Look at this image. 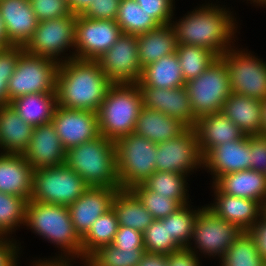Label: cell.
<instances>
[{
	"instance_id": "obj_52",
	"label": "cell",
	"mask_w": 266,
	"mask_h": 266,
	"mask_svg": "<svg viewBox=\"0 0 266 266\" xmlns=\"http://www.w3.org/2000/svg\"><path fill=\"white\" fill-rule=\"evenodd\" d=\"M136 266H168L167 254L146 252Z\"/></svg>"
},
{
	"instance_id": "obj_53",
	"label": "cell",
	"mask_w": 266,
	"mask_h": 266,
	"mask_svg": "<svg viewBox=\"0 0 266 266\" xmlns=\"http://www.w3.org/2000/svg\"><path fill=\"white\" fill-rule=\"evenodd\" d=\"M93 0H68L70 9L73 14L81 15L91 5Z\"/></svg>"
},
{
	"instance_id": "obj_14",
	"label": "cell",
	"mask_w": 266,
	"mask_h": 266,
	"mask_svg": "<svg viewBox=\"0 0 266 266\" xmlns=\"http://www.w3.org/2000/svg\"><path fill=\"white\" fill-rule=\"evenodd\" d=\"M156 151L155 171L188 175L203 168V156L193 128H188L176 138L158 143Z\"/></svg>"
},
{
	"instance_id": "obj_17",
	"label": "cell",
	"mask_w": 266,
	"mask_h": 266,
	"mask_svg": "<svg viewBox=\"0 0 266 266\" xmlns=\"http://www.w3.org/2000/svg\"><path fill=\"white\" fill-rule=\"evenodd\" d=\"M120 188L89 186L83 195L67 206L76 233L82 239L93 222L112 209V203Z\"/></svg>"
},
{
	"instance_id": "obj_8",
	"label": "cell",
	"mask_w": 266,
	"mask_h": 266,
	"mask_svg": "<svg viewBox=\"0 0 266 266\" xmlns=\"http://www.w3.org/2000/svg\"><path fill=\"white\" fill-rule=\"evenodd\" d=\"M89 186L65 164L33 170L32 195L29 201L69 206Z\"/></svg>"
},
{
	"instance_id": "obj_26",
	"label": "cell",
	"mask_w": 266,
	"mask_h": 266,
	"mask_svg": "<svg viewBox=\"0 0 266 266\" xmlns=\"http://www.w3.org/2000/svg\"><path fill=\"white\" fill-rule=\"evenodd\" d=\"M188 128L181 120L143 107L136 120L134 133L158 144L180 136Z\"/></svg>"
},
{
	"instance_id": "obj_33",
	"label": "cell",
	"mask_w": 266,
	"mask_h": 266,
	"mask_svg": "<svg viewBox=\"0 0 266 266\" xmlns=\"http://www.w3.org/2000/svg\"><path fill=\"white\" fill-rule=\"evenodd\" d=\"M118 228L119 222L113 208L98 217L82 238V262L98 248L112 244Z\"/></svg>"
},
{
	"instance_id": "obj_36",
	"label": "cell",
	"mask_w": 266,
	"mask_h": 266,
	"mask_svg": "<svg viewBox=\"0 0 266 266\" xmlns=\"http://www.w3.org/2000/svg\"><path fill=\"white\" fill-rule=\"evenodd\" d=\"M176 54L185 82L198 77L218 58L206 48L186 44H178Z\"/></svg>"
},
{
	"instance_id": "obj_29",
	"label": "cell",
	"mask_w": 266,
	"mask_h": 266,
	"mask_svg": "<svg viewBox=\"0 0 266 266\" xmlns=\"http://www.w3.org/2000/svg\"><path fill=\"white\" fill-rule=\"evenodd\" d=\"M138 55L143 67L177 50L176 32L171 23L137 35Z\"/></svg>"
},
{
	"instance_id": "obj_21",
	"label": "cell",
	"mask_w": 266,
	"mask_h": 266,
	"mask_svg": "<svg viewBox=\"0 0 266 266\" xmlns=\"http://www.w3.org/2000/svg\"><path fill=\"white\" fill-rule=\"evenodd\" d=\"M213 203L206 204L216 216L235 224L241 231H248L264 214V206L247 198H240L222 193L214 184Z\"/></svg>"
},
{
	"instance_id": "obj_34",
	"label": "cell",
	"mask_w": 266,
	"mask_h": 266,
	"mask_svg": "<svg viewBox=\"0 0 266 266\" xmlns=\"http://www.w3.org/2000/svg\"><path fill=\"white\" fill-rule=\"evenodd\" d=\"M187 177L189 175L155 171L142 185L158 195L176 199L183 206L189 203Z\"/></svg>"
},
{
	"instance_id": "obj_38",
	"label": "cell",
	"mask_w": 266,
	"mask_h": 266,
	"mask_svg": "<svg viewBox=\"0 0 266 266\" xmlns=\"http://www.w3.org/2000/svg\"><path fill=\"white\" fill-rule=\"evenodd\" d=\"M145 249H118L114 245L98 248L82 264L84 266H136Z\"/></svg>"
},
{
	"instance_id": "obj_46",
	"label": "cell",
	"mask_w": 266,
	"mask_h": 266,
	"mask_svg": "<svg viewBox=\"0 0 266 266\" xmlns=\"http://www.w3.org/2000/svg\"><path fill=\"white\" fill-rule=\"evenodd\" d=\"M121 0H93L82 14L90 19L115 20Z\"/></svg>"
},
{
	"instance_id": "obj_12",
	"label": "cell",
	"mask_w": 266,
	"mask_h": 266,
	"mask_svg": "<svg viewBox=\"0 0 266 266\" xmlns=\"http://www.w3.org/2000/svg\"><path fill=\"white\" fill-rule=\"evenodd\" d=\"M241 232L235 224L216 216L204 205L195 220L193 242L187 248L197 256L203 253V256H217L220 260Z\"/></svg>"
},
{
	"instance_id": "obj_27",
	"label": "cell",
	"mask_w": 266,
	"mask_h": 266,
	"mask_svg": "<svg viewBox=\"0 0 266 266\" xmlns=\"http://www.w3.org/2000/svg\"><path fill=\"white\" fill-rule=\"evenodd\" d=\"M33 129L11 105L0 106V153L22 155Z\"/></svg>"
},
{
	"instance_id": "obj_10",
	"label": "cell",
	"mask_w": 266,
	"mask_h": 266,
	"mask_svg": "<svg viewBox=\"0 0 266 266\" xmlns=\"http://www.w3.org/2000/svg\"><path fill=\"white\" fill-rule=\"evenodd\" d=\"M220 58L228 68L232 93L261 101L266 98V62L263 59L235 46Z\"/></svg>"
},
{
	"instance_id": "obj_35",
	"label": "cell",
	"mask_w": 266,
	"mask_h": 266,
	"mask_svg": "<svg viewBox=\"0 0 266 266\" xmlns=\"http://www.w3.org/2000/svg\"><path fill=\"white\" fill-rule=\"evenodd\" d=\"M115 21L123 33L135 36L159 26L135 0L120 1Z\"/></svg>"
},
{
	"instance_id": "obj_54",
	"label": "cell",
	"mask_w": 266,
	"mask_h": 266,
	"mask_svg": "<svg viewBox=\"0 0 266 266\" xmlns=\"http://www.w3.org/2000/svg\"><path fill=\"white\" fill-rule=\"evenodd\" d=\"M33 266H72L71 261H33Z\"/></svg>"
},
{
	"instance_id": "obj_39",
	"label": "cell",
	"mask_w": 266,
	"mask_h": 266,
	"mask_svg": "<svg viewBox=\"0 0 266 266\" xmlns=\"http://www.w3.org/2000/svg\"><path fill=\"white\" fill-rule=\"evenodd\" d=\"M27 204V199L0 192V235L11 237L20 225H25Z\"/></svg>"
},
{
	"instance_id": "obj_50",
	"label": "cell",
	"mask_w": 266,
	"mask_h": 266,
	"mask_svg": "<svg viewBox=\"0 0 266 266\" xmlns=\"http://www.w3.org/2000/svg\"><path fill=\"white\" fill-rule=\"evenodd\" d=\"M168 266H201L199 256L187 247H181L167 254Z\"/></svg>"
},
{
	"instance_id": "obj_1",
	"label": "cell",
	"mask_w": 266,
	"mask_h": 266,
	"mask_svg": "<svg viewBox=\"0 0 266 266\" xmlns=\"http://www.w3.org/2000/svg\"><path fill=\"white\" fill-rule=\"evenodd\" d=\"M233 15L226 7L208 2L188 11L179 21L172 19L171 25L178 44L203 47L220 57L235 45L238 25Z\"/></svg>"
},
{
	"instance_id": "obj_4",
	"label": "cell",
	"mask_w": 266,
	"mask_h": 266,
	"mask_svg": "<svg viewBox=\"0 0 266 266\" xmlns=\"http://www.w3.org/2000/svg\"><path fill=\"white\" fill-rule=\"evenodd\" d=\"M65 165L88 186L120 188L115 144L102 135L67 149Z\"/></svg>"
},
{
	"instance_id": "obj_5",
	"label": "cell",
	"mask_w": 266,
	"mask_h": 266,
	"mask_svg": "<svg viewBox=\"0 0 266 266\" xmlns=\"http://www.w3.org/2000/svg\"><path fill=\"white\" fill-rule=\"evenodd\" d=\"M142 108L137 83H113L97 111L99 134L113 142L131 134Z\"/></svg>"
},
{
	"instance_id": "obj_37",
	"label": "cell",
	"mask_w": 266,
	"mask_h": 266,
	"mask_svg": "<svg viewBox=\"0 0 266 266\" xmlns=\"http://www.w3.org/2000/svg\"><path fill=\"white\" fill-rule=\"evenodd\" d=\"M218 261L220 266H265L266 264L247 231L241 232Z\"/></svg>"
},
{
	"instance_id": "obj_41",
	"label": "cell",
	"mask_w": 266,
	"mask_h": 266,
	"mask_svg": "<svg viewBox=\"0 0 266 266\" xmlns=\"http://www.w3.org/2000/svg\"><path fill=\"white\" fill-rule=\"evenodd\" d=\"M144 248L147 253L170 254L181 247L169 235L168 221L154 219L143 233Z\"/></svg>"
},
{
	"instance_id": "obj_49",
	"label": "cell",
	"mask_w": 266,
	"mask_h": 266,
	"mask_svg": "<svg viewBox=\"0 0 266 266\" xmlns=\"http://www.w3.org/2000/svg\"><path fill=\"white\" fill-rule=\"evenodd\" d=\"M16 239L0 235V266H18L20 245Z\"/></svg>"
},
{
	"instance_id": "obj_44",
	"label": "cell",
	"mask_w": 266,
	"mask_h": 266,
	"mask_svg": "<svg viewBox=\"0 0 266 266\" xmlns=\"http://www.w3.org/2000/svg\"><path fill=\"white\" fill-rule=\"evenodd\" d=\"M39 22L72 15L68 0H29Z\"/></svg>"
},
{
	"instance_id": "obj_13",
	"label": "cell",
	"mask_w": 266,
	"mask_h": 266,
	"mask_svg": "<svg viewBox=\"0 0 266 266\" xmlns=\"http://www.w3.org/2000/svg\"><path fill=\"white\" fill-rule=\"evenodd\" d=\"M115 20L90 19L77 15L74 51L71 59L97 60L119 39L122 34Z\"/></svg>"
},
{
	"instance_id": "obj_43",
	"label": "cell",
	"mask_w": 266,
	"mask_h": 266,
	"mask_svg": "<svg viewBox=\"0 0 266 266\" xmlns=\"http://www.w3.org/2000/svg\"><path fill=\"white\" fill-rule=\"evenodd\" d=\"M23 46L0 48V106L9 105L8 81L16 69Z\"/></svg>"
},
{
	"instance_id": "obj_6",
	"label": "cell",
	"mask_w": 266,
	"mask_h": 266,
	"mask_svg": "<svg viewBox=\"0 0 266 266\" xmlns=\"http://www.w3.org/2000/svg\"><path fill=\"white\" fill-rule=\"evenodd\" d=\"M114 144L120 189L142 184L155 172L156 143L132 132Z\"/></svg>"
},
{
	"instance_id": "obj_22",
	"label": "cell",
	"mask_w": 266,
	"mask_h": 266,
	"mask_svg": "<svg viewBox=\"0 0 266 266\" xmlns=\"http://www.w3.org/2000/svg\"><path fill=\"white\" fill-rule=\"evenodd\" d=\"M0 16L5 25L8 46H25L38 26L29 0H1Z\"/></svg>"
},
{
	"instance_id": "obj_42",
	"label": "cell",
	"mask_w": 266,
	"mask_h": 266,
	"mask_svg": "<svg viewBox=\"0 0 266 266\" xmlns=\"http://www.w3.org/2000/svg\"><path fill=\"white\" fill-rule=\"evenodd\" d=\"M130 190L139 198L154 219L165 218L182 207L176 199L158 195V193L147 190L142 184L134 185Z\"/></svg>"
},
{
	"instance_id": "obj_56",
	"label": "cell",
	"mask_w": 266,
	"mask_h": 266,
	"mask_svg": "<svg viewBox=\"0 0 266 266\" xmlns=\"http://www.w3.org/2000/svg\"><path fill=\"white\" fill-rule=\"evenodd\" d=\"M262 128H261V135L266 137V98L262 100Z\"/></svg>"
},
{
	"instance_id": "obj_20",
	"label": "cell",
	"mask_w": 266,
	"mask_h": 266,
	"mask_svg": "<svg viewBox=\"0 0 266 266\" xmlns=\"http://www.w3.org/2000/svg\"><path fill=\"white\" fill-rule=\"evenodd\" d=\"M249 135L213 147L203 157V169L211 172L212 184L225 174L250 169Z\"/></svg>"
},
{
	"instance_id": "obj_55",
	"label": "cell",
	"mask_w": 266,
	"mask_h": 266,
	"mask_svg": "<svg viewBox=\"0 0 266 266\" xmlns=\"http://www.w3.org/2000/svg\"><path fill=\"white\" fill-rule=\"evenodd\" d=\"M8 47L6 29L2 17L0 16V48Z\"/></svg>"
},
{
	"instance_id": "obj_48",
	"label": "cell",
	"mask_w": 266,
	"mask_h": 266,
	"mask_svg": "<svg viewBox=\"0 0 266 266\" xmlns=\"http://www.w3.org/2000/svg\"><path fill=\"white\" fill-rule=\"evenodd\" d=\"M112 245L118 249H145L143 233L125 226H119Z\"/></svg>"
},
{
	"instance_id": "obj_15",
	"label": "cell",
	"mask_w": 266,
	"mask_h": 266,
	"mask_svg": "<svg viewBox=\"0 0 266 266\" xmlns=\"http://www.w3.org/2000/svg\"><path fill=\"white\" fill-rule=\"evenodd\" d=\"M97 61L112 83H137L142 75L137 36L122 33Z\"/></svg>"
},
{
	"instance_id": "obj_28",
	"label": "cell",
	"mask_w": 266,
	"mask_h": 266,
	"mask_svg": "<svg viewBox=\"0 0 266 266\" xmlns=\"http://www.w3.org/2000/svg\"><path fill=\"white\" fill-rule=\"evenodd\" d=\"M221 112L237 125L245 135H261V100L232 93L224 102Z\"/></svg>"
},
{
	"instance_id": "obj_24",
	"label": "cell",
	"mask_w": 266,
	"mask_h": 266,
	"mask_svg": "<svg viewBox=\"0 0 266 266\" xmlns=\"http://www.w3.org/2000/svg\"><path fill=\"white\" fill-rule=\"evenodd\" d=\"M32 183L33 169L22 155L0 153V192L29 201Z\"/></svg>"
},
{
	"instance_id": "obj_30",
	"label": "cell",
	"mask_w": 266,
	"mask_h": 266,
	"mask_svg": "<svg viewBox=\"0 0 266 266\" xmlns=\"http://www.w3.org/2000/svg\"><path fill=\"white\" fill-rule=\"evenodd\" d=\"M10 105L32 127L50 123L57 106L56 93H32L17 97Z\"/></svg>"
},
{
	"instance_id": "obj_3",
	"label": "cell",
	"mask_w": 266,
	"mask_h": 266,
	"mask_svg": "<svg viewBox=\"0 0 266 266\" xmlns=\"http://www.w3.org/2000/svg\"><path fill=\"white\" fill-rule=\"evenodd\" d=\"M25 226L63 251L51 260L44 258L36 261L76 263V258L82 261V239L76 233L67 206L28 201Z\"/></svg>"
},
{
	"instance_id": "obj_7",
	"label": "cell",
	"mask_w": 266,
	"mask_h": 266,
	"mask_svg": "<svg viewBox=\"0 0 266 266\" xmlns=\"http://www.w3.org/2000/svg\"><path fill=\"white\" fill-rule=\"evenodd\" d=\"M195 118L221 112L232 94L229 71L218 57L202 74L185 83Z\"/></svg>"
},
{
	"instance_id": "obj_2",
	"label": "cell",
	"mask_w": 266,
	"mask_h": 266,
	"mask_svg": "<svg viewBox=\"0 0 266 266\" xmlns=\"http://www.w3.org/2000/svg\"><path fill=\"white\" fill-rule=\"evenodd\" d=\"M112 84L97 60L73 58L59 63L55 85L57 105L97 112Z\"/></svg>"
},
{
	"instance_id": "obj_45",
	"label": "cell",
	"mask_w": 266,
	"mask_h": 266,
	"mask_svg": "<svg viewBox=\"0 0 266 266\" xmlns=\"http://www.w3.org/2000/svg\"><path fill=\"white\" fill-rule=\"evenodd\" d=\"M143 10L160 26L174 19L175 0H135Z\"/></svg>"
},
{
	"instance_id": "obj_57",
	"label": "cell",
	"mask_w": 266,
	"mask_h": 266,
	"mask_svg": "<svg viewBox=\"0 0 266 266\" xmlns=\"http://www.w3.org/2000/svg\"><path fill=\"white\" fill-rule=\"evenodd\" d=\"M247 1H251L250 3L252 4H257V6H266V0H247Z\"/></svg>"
},
{
	"instance_id": "obj_23",
	"label": "cell",
	"mask_w": 266,
	"mask_h": 266,
	"mask_svg": "<svg viewBox=\"0 0 266 266\" xmlns=\"http://www.w3.org/2000/svg\"><path fill=\"white\" fill-rule=\"evenodd\" d=\"M193 129L203 157L213 147L240 140L245 136L222 112L197 118Z\"/></svg>"
},
{
	"instance_id": "obj_25",
	"label": "cell",
	"mask_w": 266,
	"mask_h": 266,
	"mask_svg": "<svg viewBox=\"0 0 266 266\" xmlns=\"http://www.w3.org/2000/svg\"><path fill=\"white\" fill-rule=\"evenodd\" d=\"M222 193L266 203V174L246 169L220 176L213 183Z\"/></svg>"
},
{
	"instance_id": "obj_58",
	"label": "cell",
	"mask_w": 266,
	"mask_h": 266,
	"mask_svg": "<svg viewBox=\"0 0 266 266\" xmlns=\"http://www.w3.org/2000/svg\"><path fill=\"white\" fill-rule=\"evenodd\" d=\"M264 214L266 215V203L264 205Z\"/></svg>"
},
{
	"instance_id": "obj_18",
	"label": "cell",
	"mask_w": 266,
	"mask_h": 266,
	"mask_svg": "<svg viewBox=\"0 0 266 266\" xmlns=\"http://www.w3.org/2000/svg\"><path fill=\"white\" fill-rule=\"evenodd\" d=\"M142 96L144 108L157 110L181 120L189 128L196 123L190 98L185 86L177 88H156L148 85H137Z\"/></svg>"
},
{
	"instance_id": "obj_47",
	"label": "cell",
	"mask_w": 266,
	"mask_h": 266,
	"mask_svg": "<svg viewBox=\"0 0 266 266\" xmlns=\"http://www.w3.org/2000/svg\"><path fill=\"white\" fill-rule=\"evenodd\" d=\"M250 169L266 174V137L262 135L249 136Z\"/></svg>"
},
{
	"instance_id": "obj_40",
	"label": "cell",
	"mask_w": 266,
	"mask_h": 266,
	"mask_svg": "<svg viewBox=\"0 0 266 266\" xmlns=\"http://www.w3.org/2000/svg\"><path fill=\"white\" fill-rule=\"evenodd\" d=\"M190 205V203L183 205L174 213L165 217L168 221L169 235H172V238L180 247L189 246L196 217L204 207H198L196 210L193 208L191 209Z\"/></svg>"
},
{
	"instance_id": "obj_19",
	"label": "cell",
	"mask_w": 266,
	"mask_h": 266,
	"mask_svg": "<svg viewBox=\"0 0 266 266\" xmlns=\"http://www.w3.org/2000/svg\"><path fill=\"white\" fill-rule=\"evenodd\" d=\"M22 156L33 170L65 164L66 149L52 122L34 127L30 142Z\"/></svg>"
},
{
	"instance_id": "obj_9",
	"label": "cell",
	"mask_w": 266,
	"mask_h": 266,
	"mask_svg": "<svg viewBox=\"0 0 266 266\" xmlns=\"http://www.w3.org/2000/svg\"><path fill=\"white\" fill-rule=\"evenodd\" d=\"M59 63L53 59L23 51L8 81L9 105L17 97L32 93H56Z\"/></svg>"
},
{
	"instance_id": "obj_51",
	"label": "cell",
	"mask_w": 266,
	"mask_h": 266,
	"mask_svg": "<svg viewBox=\"0 0 266 266\" xmlns=\"http://www.w3.org/2000/svg\"><path fill=\"white\" fill-rule=\"evenodd\" d=\"M247 232L254 240L258 254L266 262V215L263 214Z\"/></svg>"
},
{
	"instance_id": "obj_32",
	"label": "cell",
	"mask_w": 266,
	"mask_h": 266,
	"mask_svg": "<svg viewBox=\"0 0 266 266\" xmlns=\"http://www.w3.org/2000/svg\"><path fill=\"white\" fill-rule=\"evenodd\" d=\"M119 226L144 233L154 218L130 189H120L112 203Z\"/></svg>"
},
{
	"instance_id": "obj_31",
	"label": "cell",
	"mask_w": 266,
	"mask_h": 266,
	"mask_svg": "<svg viewBox=\"0 0 266 266\" xmlns=\"http://www.w3.org/2000/svg\"><path fill=\"white\" fill-rule=\"evenodd\" d=\"M185 83L178 56L174 52L143 67L137 85L169 89L183 87Z\"/></svg>"
},
{
	"instance_id": "obj_16",
	"label": "cell",
	"mask_w": 266,
	"mask_h": 266,
	"mask_svg": "<svg viewBox=\"0 0 266 266\" xmlns=\"http://www.w3.org/2000/svg\"><path fill=\"white\" fill-rule=\"evenodd\" d=\"M55 131L67 150L98 137L97 112L56 106L51 120Z\"/></svg>"
},
{
	"instance_id": "obj_11",
	"label": "cell",
	"mask_w": 266,
	"mask_h": 266,
	"mask_svg": "<svg viewBox=\"0 0 266 266\" xmlns=\"http://www.w3.org/2000/svg\"><path fill=\"white\" fill-rule=\"evenodd\" d=\"M76 20L77 15L72 14L39 22L24 50L33 55L53 59L58 63L70 60L71 56L65 52L70 47L74 50ZM61 53L67 56H61Z\"/></svg>"
}]
</instances>
